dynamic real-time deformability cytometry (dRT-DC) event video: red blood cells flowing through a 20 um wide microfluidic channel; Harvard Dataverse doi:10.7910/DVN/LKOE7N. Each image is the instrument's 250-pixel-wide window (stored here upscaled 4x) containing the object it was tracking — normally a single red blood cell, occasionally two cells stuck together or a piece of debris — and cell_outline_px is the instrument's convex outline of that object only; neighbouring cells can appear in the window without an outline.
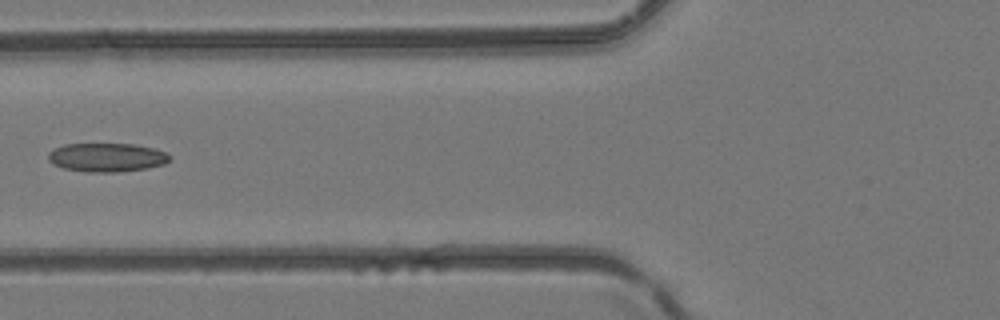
{"species": "common noctule bat (a hibernating species)", "species_latin": "Nyctalus noctula", "temperature_condition": "room temperature", "stored_images_in_passage": 6, "camera_frame_rate_fps": 3000, "um_per_image_px": 0.085, "animal": {"sex": "female", "body_mass_g": 24.6, "forearm_length_mm": 56.2}, "frame": {"image": 1, "passage_image": 6, "time_ms": 1.667, "image_size_px": [1000, 320], "cell_outline_px": [[172, 160], [164, 164], [148, 168], [116, 172], [84, 172], [64, 168], [52, 164], [48, 160], [48, 152], [64, 144], [132, 144], [156, 148], [168, 152], [172, 156]], "centroid_in_image_um": [9.13, 13.38], "position_along_channel_um": 116.7, "area_um2": 20.63}}